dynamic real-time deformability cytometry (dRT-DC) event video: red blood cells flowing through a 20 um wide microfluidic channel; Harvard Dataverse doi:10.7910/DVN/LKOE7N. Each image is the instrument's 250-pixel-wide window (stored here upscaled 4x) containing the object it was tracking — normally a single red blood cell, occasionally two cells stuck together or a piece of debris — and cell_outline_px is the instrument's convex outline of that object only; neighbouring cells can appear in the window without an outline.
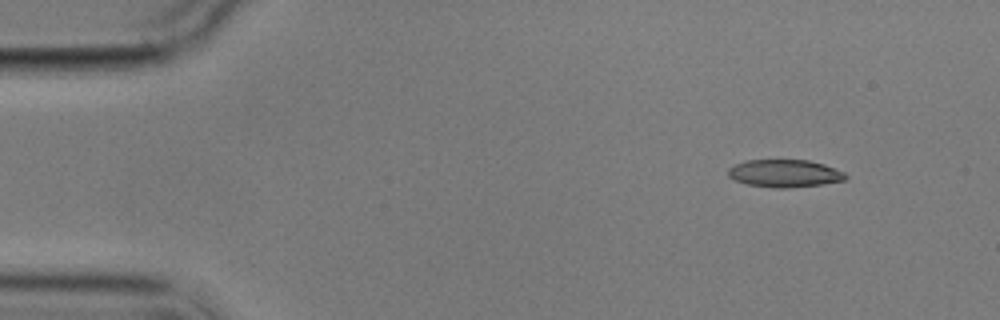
{"species": "common noctule bat (a hibernating species)", "species_latin": "Nyctalus noctula", "temperature_condition": "cold", "stored_images_in_passage": 5, "camera_frame_rate_fps": 3000, "um_per_image_px": 0.085, "animal": {"sex": "male", "body_mass_g": 17.9}, "frame": {"image": 1, "passage_image": 1, "time_ms": 0.0, "image_size_px": [1000, 320], "cell_outline_px": [[848, 176], [844, 180], [820, 184], [788, 188], [772, 188], [748, 184], [736, 180], [728, 176], [728, 168], [736, 164], [748, 160], [808, 160], [824, 164], [844, 172]], "centroid_in_image_um": [66.69, 14.74], "position_along_channel_um": 18.3, "area_um2": 18.73}}
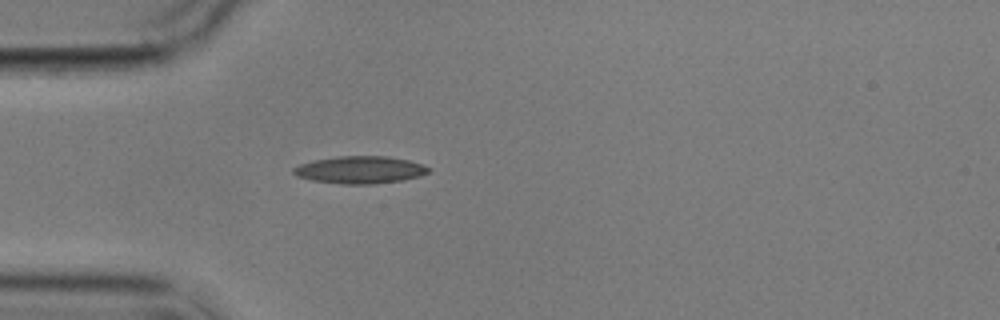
{"frame": {"image": 2, "passage_image": 4, "time_ms": 3.333, "image_size_px": [1000, 320], "cell_outline_px": [[428, 172], [420, 176], [404, 180], [372, 184], [340, 184], [312, 180], [296, 176], [292, 172], [292, 168], [300, 164], [312, 160], [336, 156], [388, 156], [408, 160], [424, 164], [428, 168]], "centroid_in_image_um": [30.58, 14.43], "position_along_channel_um": 54.4, "area_um2": 21.68}}